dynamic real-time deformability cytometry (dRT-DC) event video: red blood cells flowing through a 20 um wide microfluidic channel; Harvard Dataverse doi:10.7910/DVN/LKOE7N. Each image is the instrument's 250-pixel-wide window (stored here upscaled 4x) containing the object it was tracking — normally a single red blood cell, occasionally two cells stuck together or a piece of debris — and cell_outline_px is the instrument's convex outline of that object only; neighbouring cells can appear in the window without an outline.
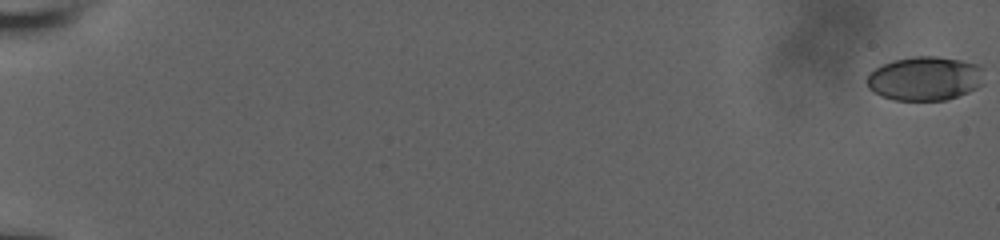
{"species": "human", "species_latin": "Homo sapiens", "temperature_condition": "room temperature", "stored_images_in_passage": 59, "camera_frame_rate_fps": 3000, "um_per_image_px": 0.085, "donor": {"sex": "male"}, "frame": {"image": 1, "passage_image": 1, "time_ms": 0.0, "image_size_px": [1000, 240], "cell_outline_px": [[984, 84], [968, 92], [944, 100], [896, 100], [880, 96], [872, 92], [868, 88], [868, 72], [892, 60], [912, 56], [936, 56], [960, 60], [976, 64], [980, 68]], "centroid_in_image_um": [78.58, 6.67], "position_along_channel_um": 6.4, "area_um2": 30.0}}
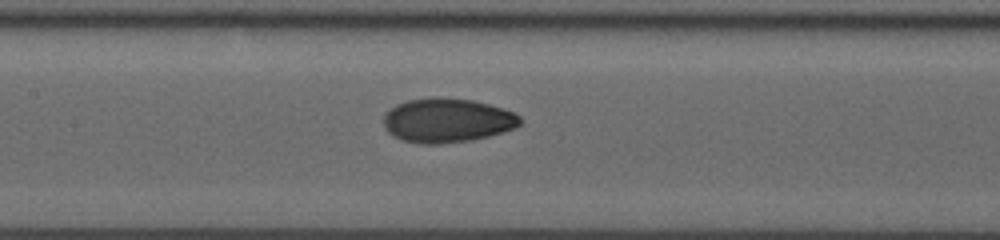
{"frame": {"image": 2, "passage_image": 32, "time_ms": 10.333, "image_size_px": [1000, 240], "cell_outline_px": [[524, 120], [520, 124], [512, 128], [488, 136], [472, 140], [440, 144], [420, 144], [400, 140], [388, 132], [384, 124], [384, 116], [396, 104], [408, 100], [432, 96], [440, 96], [472, 100], [504, 108], [520, 116]], "centroid_in_image_um": [38.0, 10.22], "position_along_channel_um": 169.4, "area_um2": 35.32}}
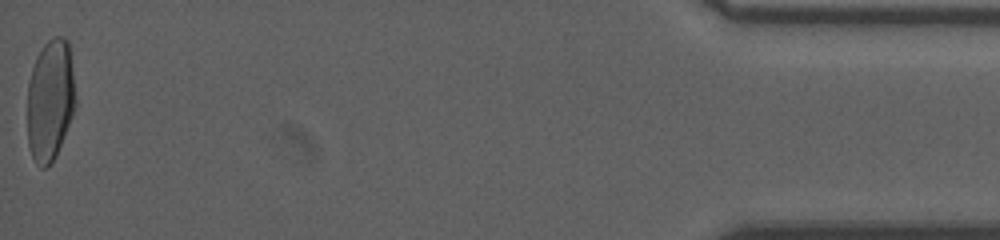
{"frame": {"image": 3, "passage_image": 59, "time_ms": 19.333, "image_size_px": [1000, 240], "cell_outline_px": [[76, 108], [56, 156], [48, 168], [40, 168], [36, 164], [32, 156], [28, 144], [28, 84], [32, 68], [36, 56], [44, 44], [48, 40], [56, 36], [64, 36], [68, 40], [76, 96]], "centroid_in_image_um": [4.28, 8.53], "position_along_channel_um": 430.9, "area_um2": 34.51}, "authors_computed_cell_mechanics": {"area_um2": 33.2928, "velocity_mm_per_s": 3.854, "shape_relaxation_time_tau1_ms": 5.743, "shape_relaxation_time_tau2_ms": 1.1285, "deformation_change_tau1": 0.1766, "deformation_change_tau2": 0.0449}}